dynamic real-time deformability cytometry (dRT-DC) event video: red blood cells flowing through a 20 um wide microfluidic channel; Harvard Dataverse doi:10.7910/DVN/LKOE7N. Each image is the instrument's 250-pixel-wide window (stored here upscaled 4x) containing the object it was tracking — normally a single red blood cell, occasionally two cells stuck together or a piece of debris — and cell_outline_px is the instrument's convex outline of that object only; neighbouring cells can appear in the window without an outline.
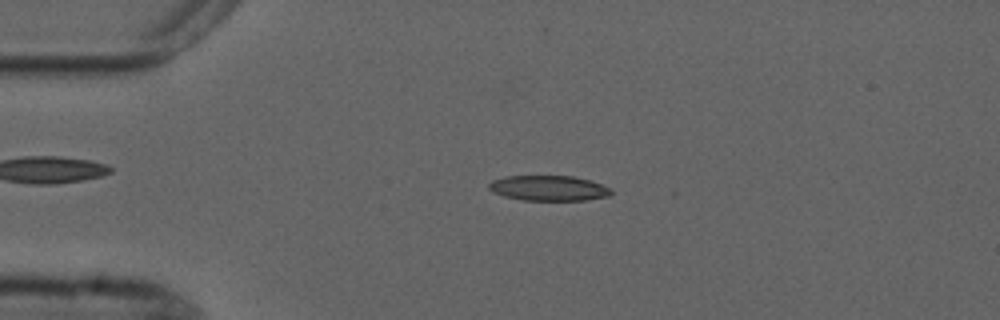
{"species": "common noctule bat (a hibernating species)", "species_latin": "Nyctalus noctula", "temperature_condition": "cold", "stored_images_in_passage": 4, "camera_frame_rate_fps": 3000, "um_per_image_px": 0.085, "animal": {"sex": "male", "forearm_length_mm": 52.5}, "frame": {"image": 1, "passage_image": 3, "time_ms": 2.333, "image_size_px": [1000, 320], "cell_outline_px": [[612, 192], [608, 196], [584, 200], [524, 200], [504, 196], [492, 192], [488, 188], [488, 184], [492, 180], [504, 176], [572, 176], [592, 180], [612, 188]], "centroid_in_image_um": [46.64, 15.98], "position_along_channel_um": 38.4, "area_um2": 18.09}}